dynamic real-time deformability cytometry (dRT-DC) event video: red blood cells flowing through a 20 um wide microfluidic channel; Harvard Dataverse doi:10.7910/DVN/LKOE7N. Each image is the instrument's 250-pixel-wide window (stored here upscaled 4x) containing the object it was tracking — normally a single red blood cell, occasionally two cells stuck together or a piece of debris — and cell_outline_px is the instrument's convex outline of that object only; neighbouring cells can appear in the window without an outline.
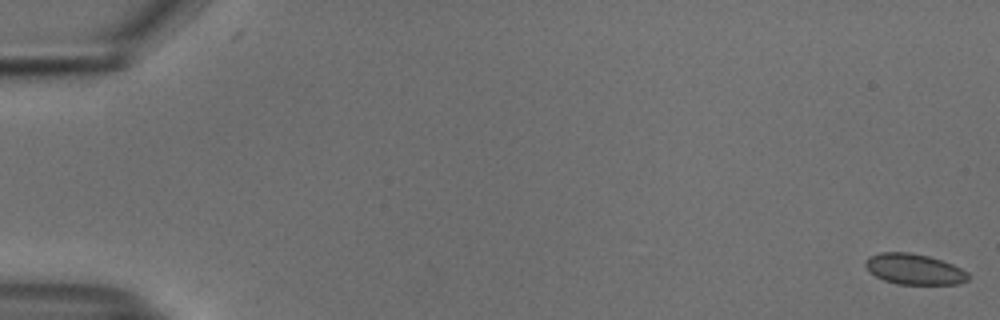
{"species": "common noctule bat (a hibernating species)", "species_latin": "Nyctalus noctula", "temperature_condition": "cold", "stored_images_in_passage": 22, "camera_frame_rate_fps": 3000, "um_per_image_px": 0.085, "animal": {"sex": "male", "body_mass_g": 18.8}, "frame": {"image": 1, "passage_image": 1, "time_ms": 0.0, "image_size_px": [1000, 320], "cell_outline_px": [[968, 280], [960, 284], [896, 284], [884, 280], [876, 276], [864, 264], [864, 260], [868, 256], [880, 252], [908, 252], [928, 256], [952, 264], [968, 272]], "centroid_in_image_um": [77.7, 22.88], "position_along_channel_um": 7.3, "area_um2": 18.32}}
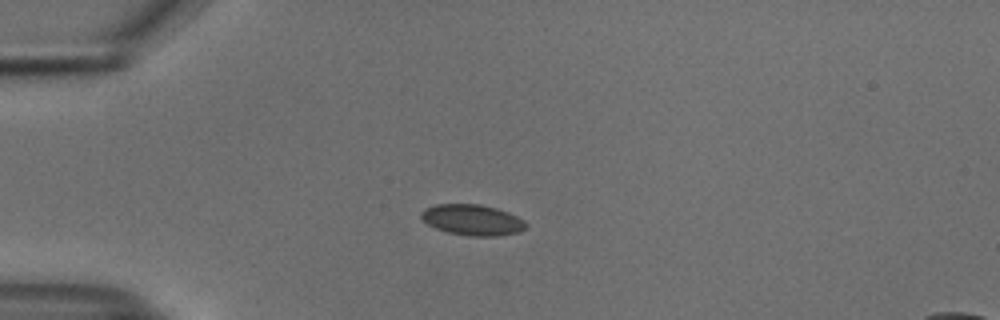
{"frame": {"image": 2, "passage_image": 15, "time_ms": 4.667, "image_size_px": [1000, 320], "cell_outline_px": [[528, 224], [520, 232], [496, 236], [472, 236], [448, 232], [436, 228], [428, 224], [420, 216], [420, 212], [424, 208], [436, 204], [480, 204], [496, 208], [508, 212], [524, 220]], "centroid_in_image_um": [40.15, 18.68], "position_along_channel_um": 44.8, "area_um2": 18.79}}
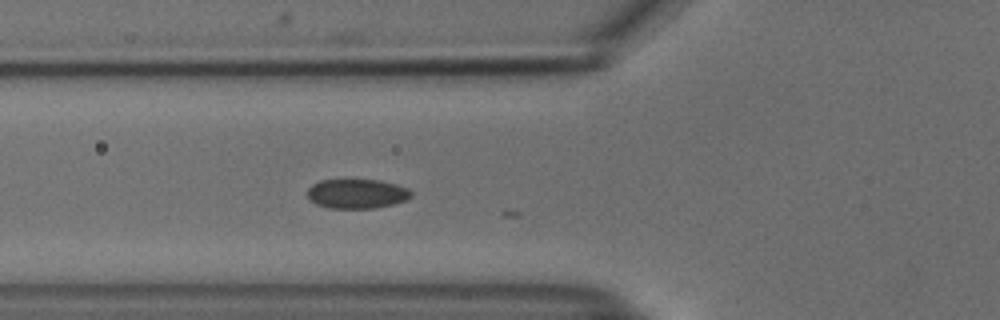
{"frame": {"image": 3, "passage_image": 21, "time_ms": 6.667, "image_size_px": [1000, 320], "cell_outline_px": [[412, 196], [404, 200], [392, 204], [372, 208], [328, 208], [316, 204], [308, 200], [308, 188], [312, 184], [320, 180], [380, 180], [396, 184], [408, 188], [412, 192]], "centroid_in_image_um": [30.31, 16.46], "position_along_channel_um": 95.5, "area_um2": 17.8}}